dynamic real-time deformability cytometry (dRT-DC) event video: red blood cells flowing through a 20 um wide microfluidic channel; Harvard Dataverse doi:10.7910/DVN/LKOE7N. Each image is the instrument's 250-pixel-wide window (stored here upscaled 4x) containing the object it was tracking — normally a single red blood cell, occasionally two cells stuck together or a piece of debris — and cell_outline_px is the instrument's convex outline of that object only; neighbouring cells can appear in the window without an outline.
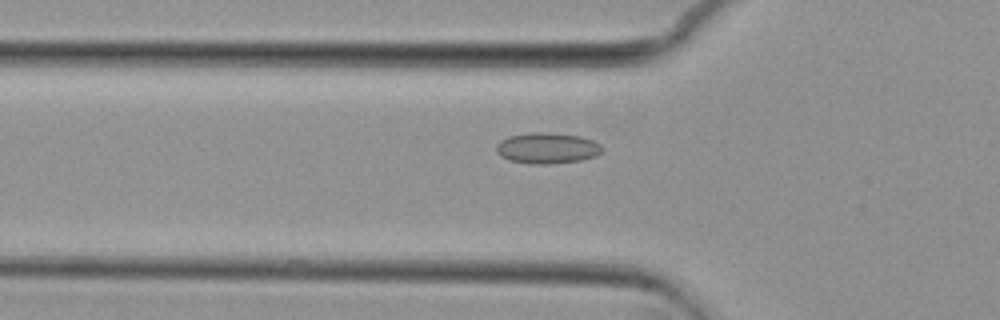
{"species": "common noctule bat (a hibernating species)", "species_latin": "Nyctalus noctula", "temperature_condition": "cold", "stored_images_in_passage": 38, "camera_frame_rate_fps": 3000, "um_per_image_px": 0.085, "animal": {"sex": "female", "body_mass_g": 29.2, "forearm_length_mm": 56.3}, "frame": {"image": 1, "passage_image": 6, "time_ms": 1.667, "image_size_px": [1000, 320], "cell_outline_px": [[604, 148], [596, 156], [580, 160], [548, 164], [532, 164], [508, 160], [500, 156], [496, 152], [496, 144], [500, 140], [508, 136], [532, 132], [544, 132], [580, 136], [592, 140], [600, 144]], "centroid_in_image_um": [46.48, 12.59], "position_along_channel_um": 79.3, "area_um2": 19.13}}
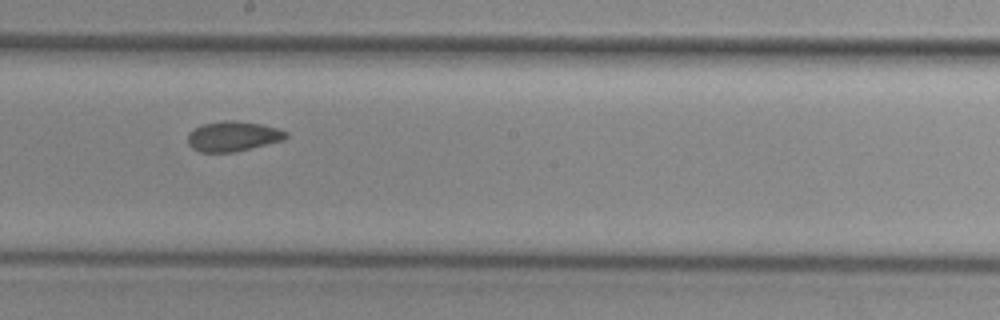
{"frame": {"image": 2, "passage_image": 18, "time_ms": 5.667, "image_size_px": [1000, 320], "cell_outline_px": [[288, 136], [284, 140], [236, 152], [200, 152], [192, 148], [188, 144], [188, 132], [204, 124], [224, 120], [232, 120], [260, 124], [276, 128], [288, 132]], "centroid_in_image_um": [19.81, 11.59], "position_along_channel_um": 228.4, "area_um2": 17.17}}
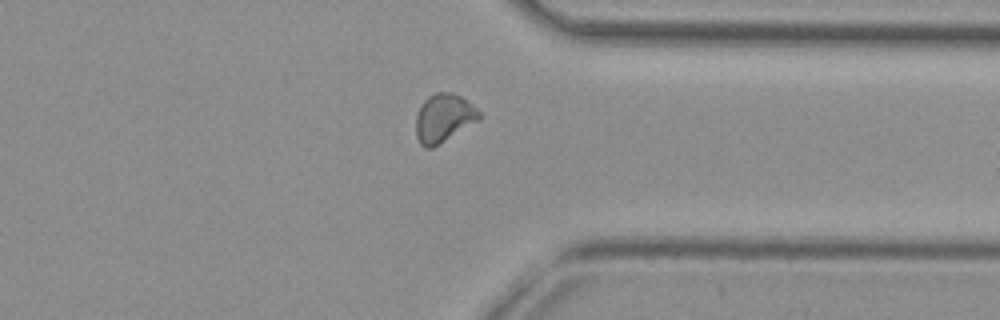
{"frame": {"image": 3, "passage_image": 30, "time_ms": 9.667, "image_size_px": [1000, 320], "cell_outline_px": [[484, 116], [480, 120], [432, 148], [424, 148], [420, 144], [416, 136], [416, 116], [420, 104], [428, 96], [436, 92], [452, 92], [460, 96], [472, 104]], "centroid_in_image_um": [37.72, 10.03], "position_along_channel_um": 373.7, "area_um2": 18.03}, "authors_computed_cell_mechanics": {"area_um2": 17.1955, "velocity_mm_per_s": 3.7197, "shape_relaxation_time_tau1_ms": null, "shape_relaxation_time_tau2_ms": 3.3561, "deformation_change_tau1": null, "deformation_change_tau2": 0.0697}}